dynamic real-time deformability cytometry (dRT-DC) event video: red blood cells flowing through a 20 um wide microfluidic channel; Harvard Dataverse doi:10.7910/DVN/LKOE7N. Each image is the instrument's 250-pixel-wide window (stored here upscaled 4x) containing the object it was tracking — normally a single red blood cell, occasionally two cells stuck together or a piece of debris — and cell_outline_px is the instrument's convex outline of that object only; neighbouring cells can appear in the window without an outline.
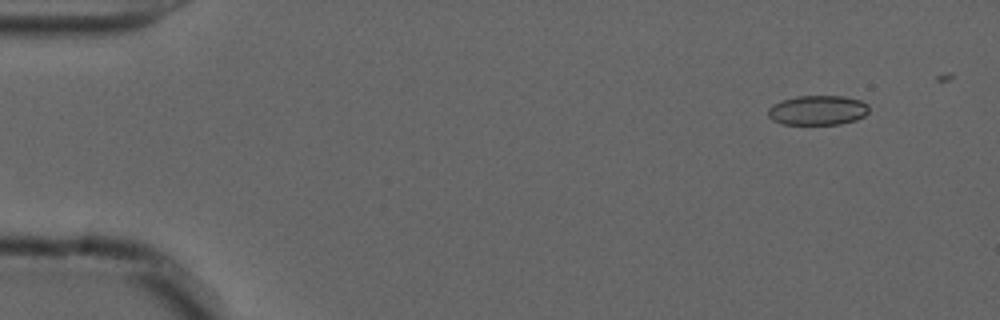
{"species": "common noctule bat (a hibernating species)", "species_latin": "Nyctalus noctula", "temperature_condition": "cold", "stored_images_in_passage": 44, "camera_frame_rate_fps": 3000, "um_per_image_px": 0.085, "animal": {"sex": "male", "forearm_length_mm": 52.5}, "frame": {"image": 1, "passage_image": 1, "time_ms": 0.0, "image_size_px": [1000, 320], "cell_outline_px": [[868, 112], [864, 116], [856, 120], [840, 124], [784, 124], [772, 120], [768, 116], [768, 108], [772, 104], [796, 96], [844, 96], [860, 100], [868, 104]], "centroid_in_image_um": [69.51, 9.37], "position_along_channel_um": 15.5, "area_um2": 17.46}}
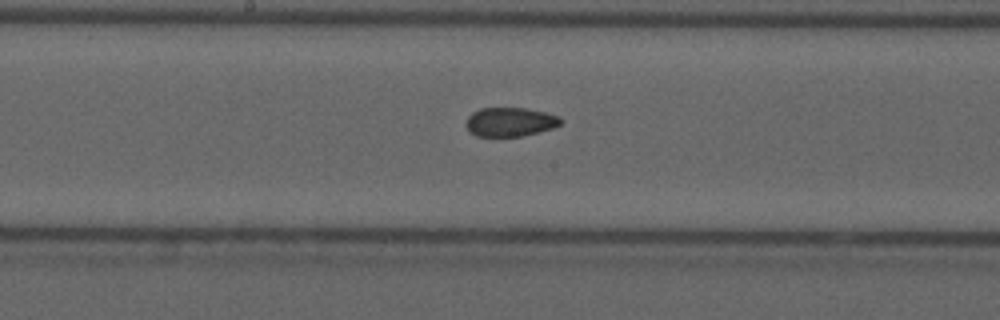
{"frame": {"image": 2, "passage_image": 25, "time_ms": 8.0, "image_size_px": [1000, 320], "cell_outline_px": [[564, 120], [560, 124], [552, 128], [540, 132], [524, 136], [476, 136], [468, 132], [464, 124], [468, 116], [472, 112], [480, 108], [524, 108], [544, 112], [560, 116]], "centroid_in_image_um": [43.33, 10.37], "position_along_channel_um": 204.9, "area_um2": 16.24}}
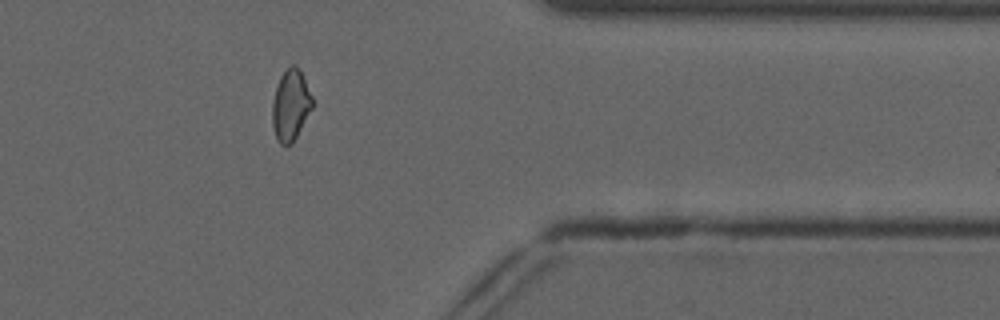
{"frame": {"image": 3, "passage_image": 41, "time_ms": 13.333, "image_size_px": [1000, 320], "cell_outline_px": [[312, 108], [292, 144], [280, 144], [276, 140], [272, 124], [272, 100], [276, 84], [280, 76], [292, 64], [296, 64], [300, 68], [312, 96]], "centroid_in_image_um": [24.68, 8.92], "position_along_channel_um": 386.7, "area_um2": 16.7}}